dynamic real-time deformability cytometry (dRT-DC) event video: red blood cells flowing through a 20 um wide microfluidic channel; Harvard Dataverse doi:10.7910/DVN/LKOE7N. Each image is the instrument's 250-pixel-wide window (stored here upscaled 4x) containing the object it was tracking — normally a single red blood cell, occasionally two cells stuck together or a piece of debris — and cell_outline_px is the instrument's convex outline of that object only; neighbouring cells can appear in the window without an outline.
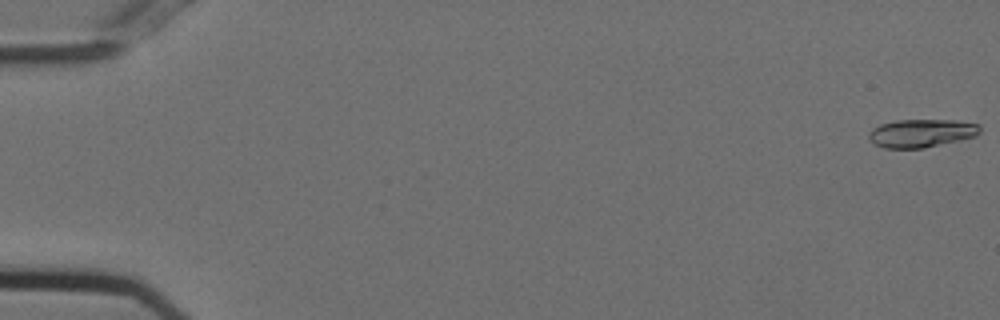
{"species": "Egyptian fruit bat (a non-hibernating species)", "species_latin": "Rousettus aegyptiacus", "temperature_condition": "cold", "stored_images_in_passage": 55, "camera_frame_rate_fps": 3000, "um_per_image_px": 0.085, "animal": {"sex": "female"}, "frame": {"image": 1, "passage_image": 1, "time_ms": 0.0, "image_size_px": [1000, 320], "cell_outline_px": [[980, 132], [976, 136], [960, 140], [924, 148], [884, 148], [876, 144], [868, 136], [868, 132], [872, 128], [880, 124], [896, 120], [956, 120], [980, 124]], "centroid_in_image_um": [78.34, 11.31], "position_along_channel_um": 6.7, "area_um2": 18.26}}
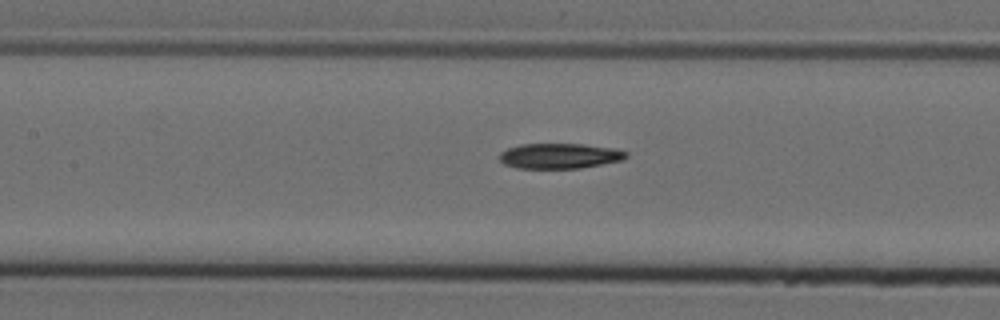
{"frame": {"image": 2, "passage_image": 26, "time_ms": 8.333, "image_size_px": [1000, 320], "cell_outline_px": [[628, 156], [624, 160], [580, 168], [516, 168], [504, 164], [500, 160], [500, 152], [508, 148], [520, 144], [584, 144], [616, 148], [628, 152]], "centroid_in_image_um": [47.6, 13.25], "position_along_channel_um": 159.8, "area_um2": 18.79}}
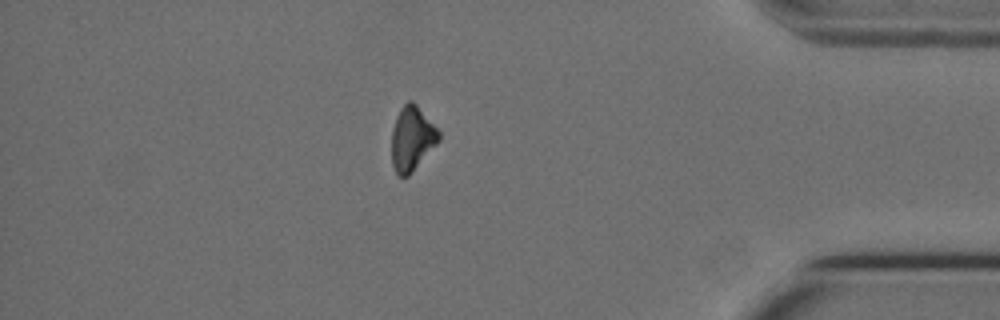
{"frame": {"image": 3, "passage_image": 48, "time_ms": 15.667, "image_size_px": [1000, 320], "cell_outline_px": [[440, 140], [412, 172], [408, 176], [400, 176], [396, 172], [392, 164], [392, 132], [396, 116], [400, 108], [408, 100], [412, 100], [416, 104], [440, 132]], "centroid_in_image_um": [35.01, 11.76], "position_along_channel_um": 400.2, "area_um2": 17.51}, "authors_computed_cell_mechanics": {"area_um2": 18.6116, "velocity_mm_per_s": 3.7256, "shape_relaxation_time_tau1_ms": 5.9033, "shape_relaxation_time_tau2_ms": null, "deformation_change_tau1": 0.1374, "deformation_change_tau2": null}}